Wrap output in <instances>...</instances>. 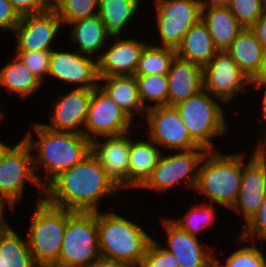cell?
<instances>
[{"label": "cell", "instance_id": "6da1fadb", "mask_svg": "<svg viewBox=\"0 0 266 267\" xmlns=\"http://www.w3.org/2000/svg\"><path fill=\"white\" fill-rule=\"evenodd\" d=\"M120 189L90 153L52 179L44 187L43 199L52 206L73 212H97L102 199L117 195Z\"/></svg>", "mask_w": 266, "mask_h": 267}, {"label": "cell", "instance_id": "7a4b0ae2", "mask_svg": "<svg viewBox=\"0 0 266 267\" xmlns=\"http://www.w3.org/2000/svg\"><path fill=\"white\" fill-rule=\"evenodd\" d=\"M32 126L37 139L31 134V128L23 138L31 149L34 172L43 188L58 174L70 169L91 153V141L84 134L54 131L40 122H35ZM40 171L44 173L43 178Z\"/></svg>", "mask_w": 266, "mask_h": 267}, {"label": "cell", "instance_id": "3957f363", "mask_svg": "<svg viewBox=\"0 0 266 267\" xmlns=\"http://www.w3.org/2000/svg\"><path fill=\"white\" fill-rule=\"evenodd\" d=\"M97 211L101 258L139 265L154 239L145 228L115 211ZM145 229V230H144Z\"/></svg>", "mask_w": 266, "mask_h": 267}, {"label": "cell", "instance_id": "277c9868", "mask_svg": "<svg viewBox=\"0 0 266 267\" xmlns=\"http://www.w3.org/2000/svg\"><path fill=\"white\" fill-rule=\"evenodd\" d=\"M241 182V151L230 154L209 151L200 163L194 190L205 195L204 202L231 209L238 199Z\"/></svg>", "mask_w": 266, "mask_h": 267}, {"label": "cell", "instance_id": "5b68a950", "mask_svg": "<svg viewBox=\"0 0 266 267\" xmlns=\"http://www.w3.org/2000/svg\"><path fill=\"white\" fill-rule=\"evenodd\" d=\"M223 103L221 99L203 89L175 105L191 138L208 152L220 150L212 140L225 135L229 126Z\"/></svg>", "mask_w": 266, "mask_h": 267}, {"label": "cell", "instance_id": "8992f818", "mask_svg": "<svg viewBox=\"0 0 266 267\" xmlns=\"http://www.w3.org/2000/svg\"><path fill=\"white\" fill-rule=\"evenodd\" d=\"M34 203L33 215L25 236L36 264L54 266L60 254L68 210L52 206L44 199Z\"/></svg>", "mask_w": 266, "mask_h": 267}, {"label": "cell", "instance_id": "52a82bcc", "mask_svg": "<svg viewBox=\"0 0 266 267\" xmlns=\"http://www.w3.org/2000/svg\"><path fill=\"white\" fill-rule=\"evenodd\" d=\"M0 159V211H6L9 206L14 212L16 205L23 198L25 183L34 185L38 195L35 202L44 198V188L39 183L34 172L33 156L24 138Z\"/></svg>", "mask_w": 266, "mask_h": 267}, {"label": "cell", "instance_id": "ba28073f", "mask_svg": "<svg viewBox=\"0 0 266 267\" xmlns=\"http://www.w3.org/2000/svg\"><path fill=\"white\" fill-rule=\"evenodd\" d=\"M101 258L97 212L68 210V221L55 267H90Z\"/></svg>", "mask_w": 266, "mask_h": 267}, {"label": "cell", "instance_id": "9c48e42d", "mask_svg": "<svg viewBox=\"0 0 266 267\" xmlns=\"http://www.w3.org/2000/svg\"><path fill=\"white\" fill-rule=\"evenodd\" d=\"M207 152L204 148L176 151V153L174 151L173 154L162 152L151 176L140 189L164 194L171 188L173 189V186L184 182V187L194 190L200 163Z\"/></svg>", "mask_w": 266, "mask_h": 267}, {"label": "cell", "instance_id": "30bf717a", "mask_svg": "<svg viewBox=\"0 0 266 267\" xmlns=\"http://www.w3.org/2000/svg\"><path fill=\"white\" fill-rule=\"evenodd\" d=\"M159 42L158 47L176 49L185 34L201 19V8L197 0H153ZM160 43V45H159Z\"/></svg>", "mask_w": 266, "mask_h": 267}, {"label": "cell", "instance_id": "8fae6325", "mask_svg": "<svg viewBox=\"0 0 266 267\" xmlns=\"http://www.w3.org/2000/svg\"><path fill=\"white\" fill-rule=\"evenodd\" d=\"M144 118L147 120L143 123L148 131L146 137L161 147L162 152L163 149L176 152L202 148L191 138L175 106L150 108Z\"/></svg>", "mask_w": 266, "mask_h": 267}, {"label": "cell", "instance_id": "7c38bea8", "mask_svg": "<svg viewBox=\"0 0 266 267\" xmlns=\"http://www.w3.org/2000/svg\"><path fill=\"white\" fill-rule=\"evenodd\" d=\"M133 122L99 86L93 89L83 126L88 140L125 134L133 130Z\"/></svg>", "mask_w": 266, "mask_h": 267}, {"label": "cell", "instance_id": "4fadbf2b", "mask_svg": "<svg viewBox=\"0 0 266 267\" xmlns=\"http://www.w3.org/2000/svg\"><path fill=\"white\" fill-rule=\"evenodd\" d=\"M204 90L229 104L240 96L252 81L225 51H218L203 67Z\"/></svg>", "mask_w": 266, "mask_h": 267}, {"label": "cell", "instance_id": "5bb4252c", "mask_svg": "<svg viewBox=\"0 0 266 267\" xmlns=\"http://www.w3.org/2000/svg\"><path fill=\"white\" fill-rule=\"evenodd\" d=\"M48 77L72 84V88L94 89L99 86L98 60L74 50H51Z\"/></svg>", "mask_w": 266, "mask_h": 267}, {"label": "cell", "instance_id": "9a60e30c", "mask_svg": "<svg viewBox=\"0 0 266 267\" xmlns=\"http://www.w3.org/2000/svg\"><path fill=\"white\" fill-rule=\"evenodd\" d=\"M244 153L242 152L241 189L230 210L242 215L246 224L258 211L266 196V156L257 146L248 160H245L247 157Z\"/></svg>", "mask_w": 266, "mask_h": 267}, {"label": "cell", "instance_id": "2e32d148", "mask_svg": "<svg viewBox=\"0 0 266 267\" xmlns=\"http://www.w3.org/2000/svg\"><path fill=\"white\" fill-rule=\"evenodd\" d=\"M63 24L54 9L20 18L13 33L16 36L14 51L53 50L52 44Z\"/></svg>", "mask_w": 266, "mask_h": 267}, {"label": "cell", "instance_id": "e0dca14e", "mask_svg": "<svg viewBox=\"0 0 266 267\" xmlns=\"http://www.w3.org/2000/svg\"><path fill=\"white\" fill-rule=\"evenodd\" d=\"M93 89L71 88L66 93H59L50 108L49 124L43 123L54 131L83 134L89 102Z\"/></svg>", "mask_w": 266, "mask_h": 267}, {"label": "cell", "instance_id": "ac0fdd59", "mask_svg": "<svg viewBox=\"0 0 266 267\" xmlns=\"http://www.w3.org/2000/svg\"><path fill=\"white\" fill-rule=\"evenodd\" d=\"M130 136H132L131 131L91 141V153L121 190L129 189Z\"/></svg>", "mask_w": 266, "mask_h": 267}, {"label": "cell", "instance_id": "d6986e66", "mask_svg": "<svg viewBox=\"0 0 266 267\" xmlns=\"http://www.w3.org/2000/svg\"><path fill=\"white\" fill-rule=\"evenodd\" d=\"M160 222L167 239V247L163 248L177 258L180 267H207L214 258L211 246L204 245L199 237L182 230L169 217H163Z\"/></svg>", "mask_w": 266, "mask_h": 267}, {"label": "cell", "instance_id": "ffe728a7", "mask_svg": "<svg viewBox=\"0 0 266 267\" xmlns=\"http://www.w3.org/2000/svg\"><path fill=\"white\" fill-rule=\"evenodd\" d=\"M113 44L104 48L98 59L99 77L134 75L137 64L148 41L139 38L122 39L120 36H112Z\"/></svg>", "mask_w": 266, "mask_h": 267}, {"label": "cell", "instance_id": "44dd1931", "mask_svg": "<svg viewBox=\"0 0 266 267\" xmlns=\"http://www.w3.org/2000/svg\"><path fill=\"white\" fill-rule=\"evenodd\" d=\"M167 106H175L204 89L203 67L176 57L167 73Z\"/></svg>", "mask_w": 266, "mask_h": 267}, {"label": "cell", "instance_id": "7402d4cb", "mask_svg": "<svg viewBox=\"0 0 266 267\" xmlns=\"http://www.w3.org/2000/svg\"><path fill=\"white\" fill-rule=\"evenodd\" d=\"M67 26L71 28L68 39L77 45L74 49L96 60L101 57L108 39L112 37L98 14L69 23Z\"/></svg>", "mask_w": 266, "mask_h": 267}, {"label": "cell", "instance_id": "603a6c76", "mask_svg": "<svg viewBox=\"0 0 266 267\" xmlns=\"http://www.w3.org/2000/svg\"><path fill=\"white\" fill-rule=\"evenodd\" d=\"M225 51L251 81L259 77L264 67L266 52L251 28H243Z\"/></svg>", "mask_w": 266, "mask_h": 267}, {"label": "cell", "instance_id": "cb8c5ba5", "mask_svg": "<svg viewBox=\"0 0 266 267\" xmlns=\"http://www.w3.org/2000/svg\"><path fill=\"white\" fill-rule=\"evenodd\" d=\"M99 87L134 121L137 114L145 116L134 75L99 77ZM145 112V113H144ZM143 113V114H142Z\"/></svg>", "mask_w": 266, "mask_h": 267}, {"label": "cell", "instance_id": "d4e9b609", "mask_svg": "<svg viewBox=\"0 0 266 267\" xmlns=\"http://www.w3.org/2000/svg\"><path fill=\"white\" fill-rule=\"evenodd\" d=\"M134 138V139H133ZM130 137L129 189H139L151 176L162 154L161 149L149 138Z\"/></svg>", "mask_w": 266, "mask_h": 267}, {"label": "cell", "instance_id": "484cf974", "mask_svg": "<svg viewBox=\"0 0 266 267\" xmlns=\"http://www.w3.org/2000/svg\"><path fill=\"white\" fill-rule=\"evenodd\" d=\"M201 20L207 26L218 51L226 50L244 28L228 6L202 9Z\"/></svg>", "mask_w": 266, "mask_h": 267}, {"label": "cell", "instance_id": "4316f807", "mask_svg": "<svg viewBox=\"0 0 266 267\" xmlns=\"http://www.w3.org/2000/svg\"><path fill=\"white\" fill-rule=\"evenodd\" d=\"M217 52L208 28L201 19L190 28L176 48L179 59L202 67L208 65Z\"/></svg>", "mask_w": 266, "mask_h": 267}, {"label": "cell", "instance_id": "83f0119b", "mask_svg": "<svg viewBox=\"0 0 266 267\" xmlns=\"http://www.w3.org/2000/svg\"><path fill=\"white\" fill-rule=\"evenodd\" d=\"M0 68V87H5L12 95L24 100L37 93L42 83L15 54Z\"/></svg>", "mask_w": 266, "mask_h": 267}, {"label": "cell", "instance_id": "f1b7e54d", "mask_svg": "<svg viewBox=\"0 0 266 267\" xmlns=\"http://www.w3.org/2000/svg\"><path fill=\"white\" fill-rule=\"evenodd\" d=\"M7 222L0 229V258L3 267H38L30 251L27 237L23 238Z\"/></svg>", "mask_w": 266, "mask_h": 267}, {"label": "cell", "instance_id": "f546056e", "mask_svg": "<svg viewBox=\"0 0 266 267\" xmlns=\"http://www.w3.org/2000/svg\"><path fill=\"white\" fill-rule=\"evenodd\" d=\"M142 0H99L98 15L112 36H120L134 21Z\"/></svg>", "mask_w": 266, "mask_h": 267}, {"label": "cell", "instance_id": "4dcf8cb0", "mask_svg": "<svg viewBox=\"0 0 266 267\" xmlns=\"http://www.w3.org/2000/svg\"><path fill=\"white\" fill-rule=\"evenodd\" d=\"M176 57V49L148 44L141 54L134 76L167 75Z\"/></svg>", "mask_w": 266, "mask_h": 267}, {"label": "cell", "instance_id": "1f68e13d", "mask_svg": "<svg viewBox=\"0 0 266 267\" xmlns=\"http://www.w3.org/2000/svg\"><path fill=\"white\" fill-rule=\"evenodd\" d=\"M214 205L215 204L206 202H201V204L196 203L188 208V211H186L187 213L182 217H170V219L182 230L198 237V234H200L202 230L205 228L207 230L208 227L214 225L218 212Z\"/></svg>", "mask_w": 266, "mask_h": 267}, {"label": "cell", "instance_id": "d6a6232c", "mask_svg": "<svg viewBox=\"0 0 266 267\" xmlns=\"http://www.w3.org/2000/svg\"><path fill=\"white\" fill-rule=\"evenodd\" d=\"M139 97L146 110L167 106L168 79L167 75L135 76ZM154 102V103H153ZM149 103H153L152 105Z\"/></svg>", "mask_w": 266, "mask_h": 267}, {"label": "cell", "instance_id": "836d02e7", "mask_svg": "<svg viewBox=\"0 0 266 267\" xmlns=\"http://www.w3.org/2000/svg\"><path fill=\"white\" fill-rule=\"evenodd\" d=\"M99 0H62L54 9L63 27L85 17L98 14Z\"/></svg>", "mask_w": 266, "mask_h": 267}, {"label": "cell", "instance_id": "e575fe53", "mask_svg": "<svg viewBox=\"0 0 266 267\" xmlns=\"http://www.w3.org/2000/svg\"><path fill=\"white\" fill-rule=\"evenodd\" d=\"M257 243L245 245L225 257L223 267H266V252Z\"/></svg>", "mask_w": 266, "mask_h": 267}, {"label": "cell", "instance_id": "d590c367", "mask_svg": "<svg viewBox=\"0 0 266 267\" xmlns=\"http://www.w3.org/2000/svg\"><path fill=\"white\" fill-rule=\"evenodd\" d=\"M228 8L244 28H251L266 11L265 0H230Z\"/></svg>", "mask_w": 266, "mask_h": 267}, {"label": "cell", "instance_id": "8d00e7d4", "mask_svg": "<svg viewBox=\"0 0 266 267\" xmlns=\"http://www.w3.org/2000/svg\"><path fill=\"white\" fill-rule=\"evenodd\" d=\"M240 229V234L238 233L235 236L236 244L238 243L241 246V244L249 242V240L251 241L249 243L252 244L257 239H263L266 242V196L258 211Z\"/></svg>", "mask_w": 266, "mask_h": 267}, {"label": "cell", "instance_id": "74e56055", "mask_svg": "<svg viewBox=\"0 0 266 267\" xmlns=\"http://www.w3.org/2000/svg\"><path fill=\"white\" fill-rule=\"evenodd\" d=\"M14 53L44 85L48 75L51 50L14 51Z\"/></svg>", "mask_w": 266, "mask_h": 267}, {"label": "cell", "instance_id": "f35d334b", "mask_svg": "<svg viewBox=\"0 0 266 267\" xmlns=\"http://www.w3.org/2000/svg\"><path fill=\"white\" fill-rule=\"evenodd\" d=\"M137 267H180V265L177 258L154 238Z\"/></svg>", "mask_w": 266, "mask_h": 267}, {"label": "cell", "instance_id": "ab89813d", "mask_svg": "<svg viewBox=\"0 0 266 267\" xmlns=\"http://www.w3.org/2000/svg\"><path fill=\"white\" fill-rule=\"evenodd\" d=\"M20 18L8 0H0V30L13 32Z\"/></svg>", "mask_w": 266, "mask_h": 267}, {"label": "cell", "instance_id": "60d3db41", "mask_svg": "<svg viewBox=\"0 0 266 267\" xmlns=\"http://www.w3.org/2000/svg\"><path fill=\"white\" fill-rule=\"evenodd\" d=\"M20 17L25 15L42 13L49 8L43 0H8Z\"/></svg>", "mask_w": 266, "mask_h": 267}, {"label": "cell", "instance_id": "b9f144b4", "mask_svg": "<svg viewBox=\"0 0 266 267\" xmlns=\"http://www.w3.org/2000/svg\"><path fill=\"white\" fill-rule=\"evenodd\" d=\"M251 88H255V90H260L261 93H263L261 96H262V99L261 100V106H259V108H261V115H262V118L264 119V124L263 126L260 128L261 132L260 134H262L264 137H262V139L260 138V140L258 141V144H256V146H258L265 138H266V83H252L251 84ZM263 91V92H262Z\"/></svg>", "mask_w": 266, "mask_h": 267}, {"label": "cell", "instance_id": "7bdbcfd3", "mask_svg": "<svg viewBox=\"0 0 266 267\" xmlns=\"http://www.w3.org/2000/svg\"><path fill=\"white\" fill-rule=\"evenodd\" d=\"M251 30L255 33L256 38L266 52V11L251 27Z\"/></svg>", "mask_w": 266, "mask_h": 267}, {"label": "cell", "instance_id": "ee69618b", "mask_svg": "<svg viewBox=\"0 0 266 267\" xmlns=\"http://www.w3.org/2000/svg\"><path fill=\"white\" fill-rule=\"evenodd\" d=\"M90 267H136V266L123 261H112L100 258L96 260Z\"/></svg>", "mask_w": 266, "mask_h": 267}, {"label": "cell", "instance_id": "f6af8a7d", "mask_svg": "<svg viewBox=\"0 0 266 267\" xmlns=\"http://www.w3.org/2000/svg\"><path fill=\"white\" fill-rule=\"evenodd\" d=\"M201 10L210 7L228 6L230 0H197Z\"/></svg>", "mask_w": 266, "mask_h": 267}, {"label": "cell", "instance_id": "bcb514c9", "mask_svg": "<svg viewBox=\"0 0 266 267\" xmlns=\"http://www.w3.org/2000/svg\"><path fill=\"white\" fill-rule=\"evenodd\" d=\"M252 83H266V53H265V62L263 70L259 75V77L256 80L252 81Z\"/></svg>", "mask_w": 266, "mask_h": 267}, {"label": "cell", "instance_id": "7dc6e473", "mask_svg": "<svg viewBox=\"0 0 266 267\" xmlns=\"http://www.w3.org/2000/svg\"><path fill=\"white\" fill-rule=\"evenodd\" d=\"M13 145L5 144L3 141H0V159H2L5 154L11 149Z\"/></svg>", "mask_w": 266, "mask_h": 267}, {"label": "cell", "instance_id": "c3c4849f", "mask_svg": "<svg viewBox=\"0 0 266 267\" xmlns=\"http://www.w3.org/2000/svg\"><path fill=\"white\" fill-rule=\"evenodd\" d=\"M49 9H55L62 0H43Z\"/></svg>", "mask_w": 266, "mask_h": 267}, {"label": "cell", "instance_id": "681fc988", "mask_svg": "<svg viewBox=\"0 0 266 267\" xmlns=\"http://www.w3.org/2000/svg\"><path fill=\"white\" fill-rule=\"evenodd\" d=\"M215 252L216 251H214V258L208 263L207 267H223L219 261L220 259H217Z\"/></svg>", "mask_w": 266, "mask_h": 267}, {"label": "cell", "instance_id": "f907efd6", "mask_svg": "<svg viewBox=\"0 0 266 267\" xmlns=\"http://www.w3.org/2000/svg\"><path fill=\"white\" fill-rule=\"evenodd\" d=\"M6 216L5 211H0V229L8 222Z\"/></svg>", "mask_w": 266, "mask_h": 267}, {"label": "cell", "instance_id": "816d5d0a", "mask_svg": "<svg viewBox=\"0 0 266 267\" xmlns=\"http://www.w3.org/2000/svg\"><path fill=\"white\" fill-rule=\"evenodd\" d=\"M257 147L266 156V138Z\"/></svg>", "mask_w": 266, "mask_h": 267}, {"label": "cell", "instance_id": "f5cc1de1", "mask_svg": "<svg viewBox=\"0 0 266 267\" xmlns=\"http://www.w3.org/2000/svg\"><path fill=\"white\" fill-rule=\"evenodd\" d=\"M4 117H5L4 112H0V122L1 123H2L3 119H5Z\"/></svg>", "mask_w": 266, "mask_h": 267}, {"label": "cell", "instance_id": "db71d44e", "mask_svg": "<svg viewBox=\"0 0 266 267\" xmlns=\"http://www.w3.org/2000/svg\"><path fill=\"white\" fill-rule=\"evenodd\" d=\"M0 267H3L2 258H0Z\"/></svg>", "mask_w": 266, "mask_h": 267}, {"label": "cell", "instance_id": "11a10c76", "mask_svg": "<svg viewBox=\"0 0 266 267\" xmlns=\"http://www.w3.org/2000/svg\"><path fill=\"white\" fill-rule=\"evenodd\" d=\"M38 267H55V266H38Z\"/></svg>", "mask_w": 266, "mask_h": 267}]
</instances>
